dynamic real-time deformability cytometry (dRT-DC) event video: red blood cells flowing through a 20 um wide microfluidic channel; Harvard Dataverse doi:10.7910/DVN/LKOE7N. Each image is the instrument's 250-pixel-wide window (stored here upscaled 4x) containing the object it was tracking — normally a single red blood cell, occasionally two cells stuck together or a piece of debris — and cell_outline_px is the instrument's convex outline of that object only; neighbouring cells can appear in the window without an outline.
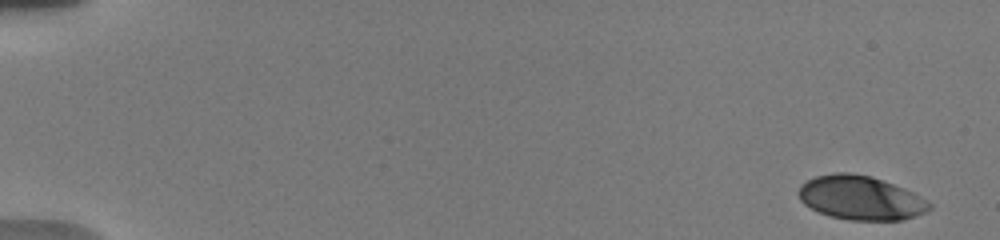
{"species": "human", "species_latin": "Homo sapiens", "temperature_condition": "warm", "stored_images_in_passage": 33, "camera_frame_rate_fps": 3000, "um_per_image_px": 0.085, "donor": {"sex": "male"}, "frame": {"image": 1, "passage_image": 1, "time_ms": 0.0, "image_size_px": [1000, 240], "cell_outline_px": [[932, 208], [928, 212], [904, 220], [848, 220], [828, 216], [804, 204], [800, 200], [796, 192], [800, 184], [816, 176], [832, 172], [852, 172], [872, 176], [904, 188], [928, 200], [932, 204]], "centroid_in_image_um": [73.16, 16.81], "position_along_channel_um": 11.8, "area_um2": 34.04}}
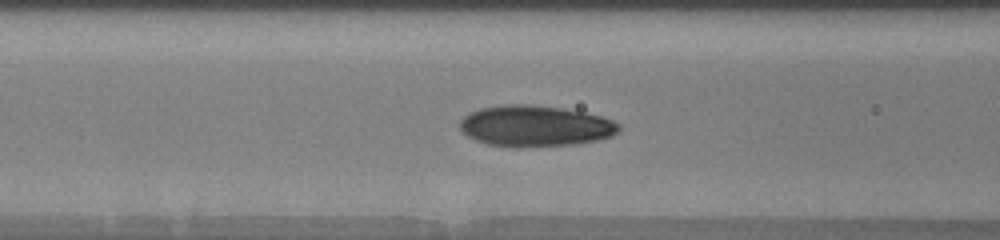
{"frame": {"image": 2, "passage_image": 13, "time_ms": 7.333, "image_size_px": [1000, 240], "cell_outline_px": [[620, 128], [612, 136], [596, 140], [572, 144], [516, 148], [488, 144], [476, 140], [468, 136], [460, 128], [460, 120], [468, 112], [480, 108], [504, 104], [528, 104], [560, 108], [584, 112], [600, 116], [612, 120], [620, 124]], "centroid_in_image_um": [45.46, 10.71], "position_along_channel_um": 121.1, "area_um2": 38.03}}
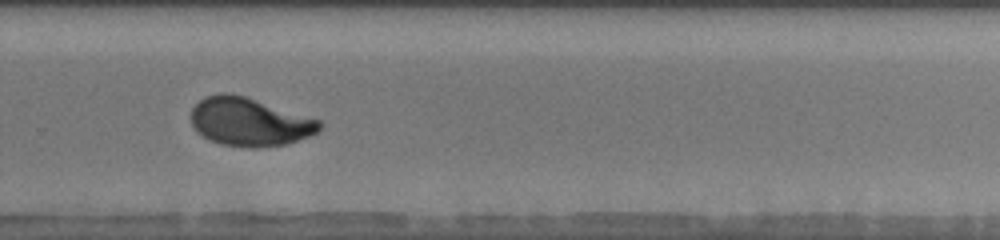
{"frame": {"image": 3, "passage_image": 22, "time_ms": 12.333, "image_size_px": [1000, 240], "cell_outline_px": [[320, 128], [316, 132], [308, 136], [288, 144], [256, 148], [248, 148], [220, 144], [208, 140], [196, 132], [192, 128], [192, 108], [204, 96], [220, 92], [228, 92], [244, 96], [320, 120]], "centroid_in_image_um": [21.15, 10.37], "position_along_channel_um": 308.7, "area_um2": 36.24}, "authors_computed_cell_mechanics": {"area_um2": 36.0094, "velocity_mm_per_s": 3.76, "shape_relaxation_time_tau1_ms": 3.557, "shape_relaxation_time_tau2_ms": 1.0883, "deformation_change_tau1": 0.1805, "deformation_change_tau2": 0.0489}}